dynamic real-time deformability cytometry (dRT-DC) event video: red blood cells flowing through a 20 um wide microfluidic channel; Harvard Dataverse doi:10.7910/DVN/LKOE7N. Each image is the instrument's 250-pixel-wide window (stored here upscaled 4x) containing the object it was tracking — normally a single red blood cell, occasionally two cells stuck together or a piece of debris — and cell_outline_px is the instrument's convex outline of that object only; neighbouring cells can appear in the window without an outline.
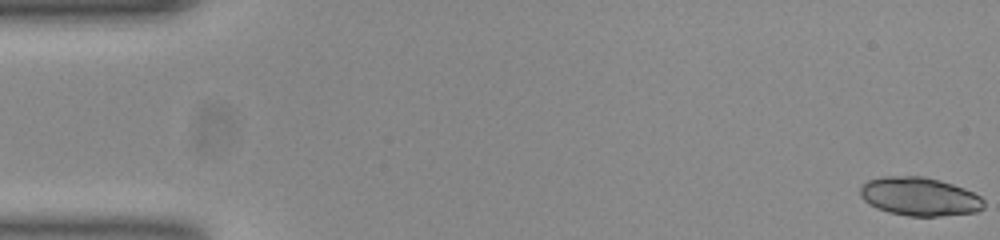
{"species": "common noctule bat (a hibernating species)", "species_latin": "Nyctalus noctula", "temperature_condition": "room temperature", "stored_images_in_passage": 53, "camera_frame_rate_fps": 3000, "um_per_image_px": 0.085, "animal": {"sex": "female", "body_mass_g": 23.0, "forearm_length_mm": 53.4}, "frame": {"image": 1, "passage_image": 1, "time_ms": 0.0, "image_size_px": [1000, 240], "cell_outline_px": [[984, 208], [976, 212], [936, 216], [908, 216], [888, 212], [876, 208], [868, 204], [860, 196], [860, 184], [868, 180], [884, 176], [924, 176], [940, 180], [964, 188], [980, 196], [984, 200]], "centroid_in_image_um": [78.13, 16.7], "position_along_channel_um": 6.9, "area_um2": 27.92}}
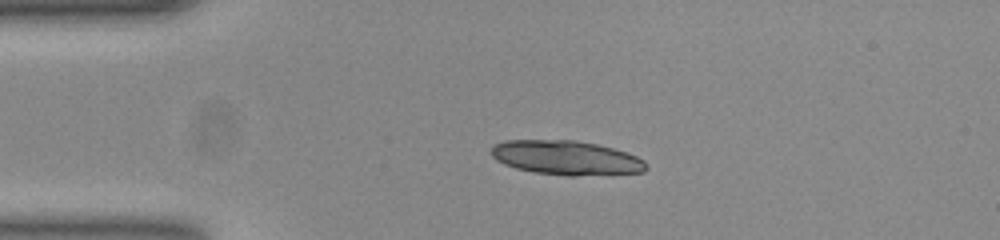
{"frame": {"image": 2, "passage_image": 12, "time_ms": 3.667, "image_size_px": [1000, 240], "cell_outline_px": [[648, 168], [644, 172], [572, 176], [536, 172], [516, 168], [504, 164], [496, 160], [492, 156], [492, 144], [504, 140], [576, 140], [596, 144], [628, 152], [644, 160]], "centroid_in_image_um": [48.13, 13.4], "position_along_channel_um": 36.9, "area_um2": 30.92}}